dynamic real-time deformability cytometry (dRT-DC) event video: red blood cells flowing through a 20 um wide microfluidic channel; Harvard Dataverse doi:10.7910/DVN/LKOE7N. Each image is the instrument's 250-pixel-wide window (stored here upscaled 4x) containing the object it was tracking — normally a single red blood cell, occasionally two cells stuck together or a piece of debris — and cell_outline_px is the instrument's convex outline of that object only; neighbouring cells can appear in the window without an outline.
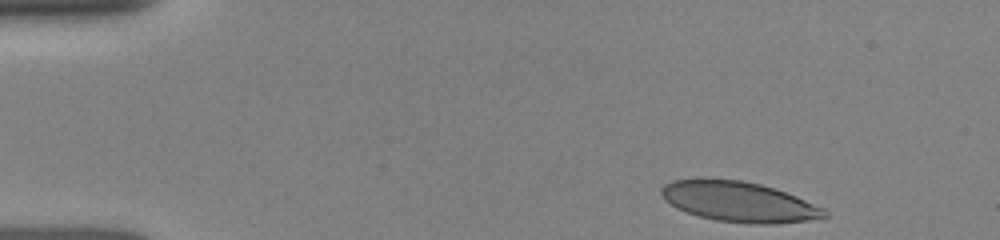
{"species": "human", "species_latin": "Homo sapiens", "temperature_condition": "room temperature", "stored_images_in_passage": 26, "camera_frame_rate_fps": 3000, "um_per_image_px": 0.085, "donor": {"sex": "female"}, "frame": {"image": 1, "passage_image": 1, "time_ms": 0.0, "image_size_px": [1000, 240], "cell_outline_px": [[828, 216], [808, 220], [776, 224], [748, 224], [716, 220], [700, 216], [676, 208], [664, 200], [660, 192], [660, 188], [664, 184], [672, 180], [704, 176], [740, 180], [760, 184], [796, 196], [824, 208], [828, 212]], "centroid_in_image_um": [62.74, 17.12], "position_along_channel_um": 22.3, "area_um2": 38.78}}
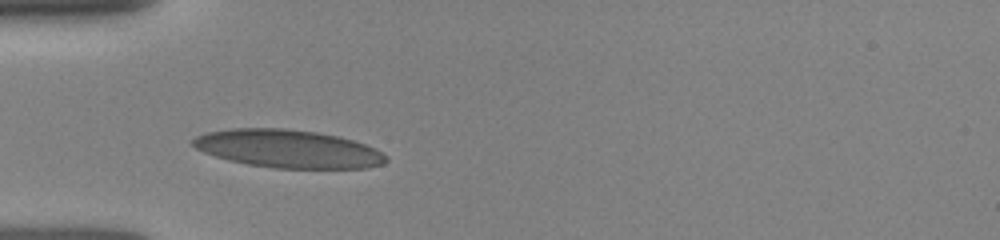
{"frame": {"image": 2, "passage_image": 17, "time_ms": 3.0, "image_size_px": [1000, 240], "cell_outline_px": [[388, 160], [384, 164], [368, 168], [272, 168], [248, 164], [228, 160], [204, 152], [196, 148], [192, 144], [192, 140], [196, 136], [204, 132], [232, 128], [288, 128], [316, 132], [340, 136], [364, 144], [388, 156]], "centroid_in_image_um": [24.47, 12.64], "position_along_channel_um": 60.5, "area_um2": 42.89}}
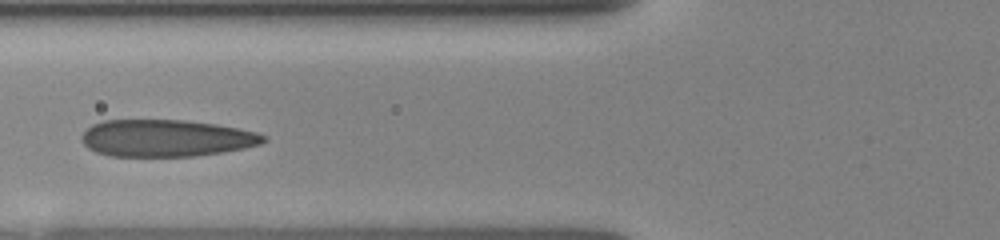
{"frame": {"image": 3, "passage_image": 25, "time_ms": 4.333, "image_size_px": [1000, 240], "cell_outline_px": [[268, 140], [260, 144], [244, 148], [196, 156], [112, 156], [96, 152], [88, 148], [80, 140], [80, 136], [92, 124], [104, 120], [184, 120], [216, 124], [256, 132], [268, 136]], "centroid_in_image_um": [14.11, 11.74], "position_along_channel_um": 111.7, "area_um2": 39.25}}